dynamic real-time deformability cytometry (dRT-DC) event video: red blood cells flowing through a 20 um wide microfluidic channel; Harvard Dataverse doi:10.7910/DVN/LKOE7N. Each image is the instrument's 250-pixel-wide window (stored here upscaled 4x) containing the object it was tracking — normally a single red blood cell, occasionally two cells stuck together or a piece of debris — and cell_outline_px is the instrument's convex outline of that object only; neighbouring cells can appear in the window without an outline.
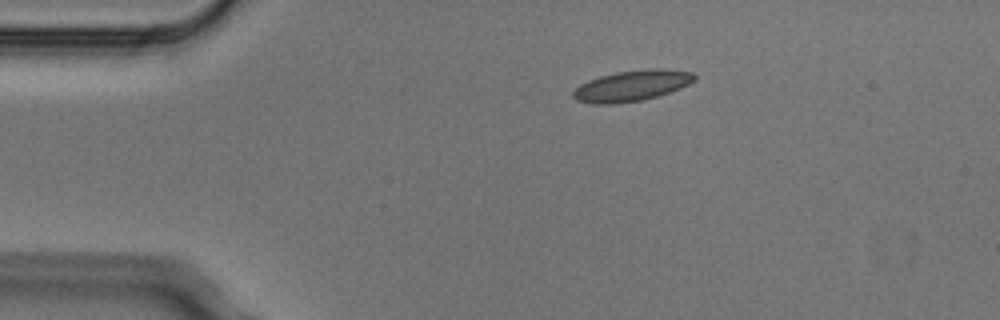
{"species": "Egyptian fruit bat (a non-hibernating species)", "species_latin": "Rousettus aegyptiacus", "temperature_condition": "cold", "stored_images_in_passage": 5, "camera_frame_rate_fps": 3000, "um_per_image_px": 0.085, "animal": {"sex": "male"}, "frame": {"image": 1, "passage_image": 3, "time_ms": 0.667, "image_size_px": [1000, 320], "cell_outline_px": [[696, 80], [680, 88], [656, 96], [640, 100], [616, 104], [592, 104], [576, 100], [572, 96], [572, 92], [580, 84], [588, 80], [600, 76], [616, 72], [648, 68], [664, 68], [692, 72], [696, 76]], "centroid_in_image_um": [53.69, 7.28], "position_along_channel_um": 31.3, "area_um2": 21.85}}
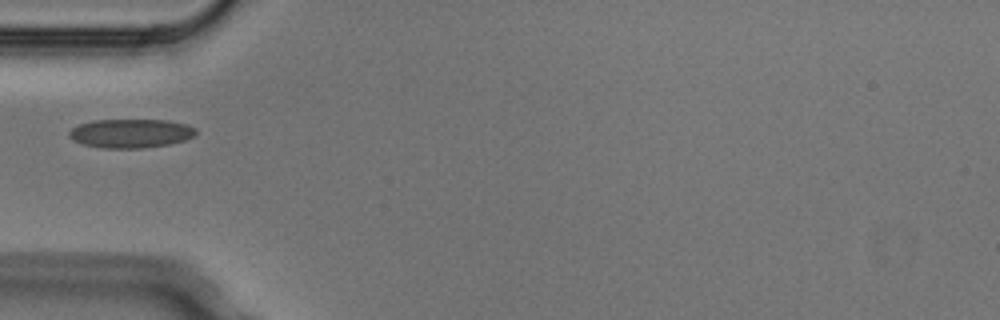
{"frame": {"image": 2, "passage_image": 5, "time_ms": 1.333, "image_size_px": [1000, 320], "cell_outline_px": [[196, 136], [184, 140], [168, 144], [144, 148], [100, 148], [84, 144], [72, 140], [68, 136], [68, 132], [72, 128], [80, 124], [92, 120], [168, 120], [188, 124], [196, 128]], "centroid_in_image_um": [11.12, 11.33], "position_along_channel_um": 73.9, "area_um2": 21.5}}